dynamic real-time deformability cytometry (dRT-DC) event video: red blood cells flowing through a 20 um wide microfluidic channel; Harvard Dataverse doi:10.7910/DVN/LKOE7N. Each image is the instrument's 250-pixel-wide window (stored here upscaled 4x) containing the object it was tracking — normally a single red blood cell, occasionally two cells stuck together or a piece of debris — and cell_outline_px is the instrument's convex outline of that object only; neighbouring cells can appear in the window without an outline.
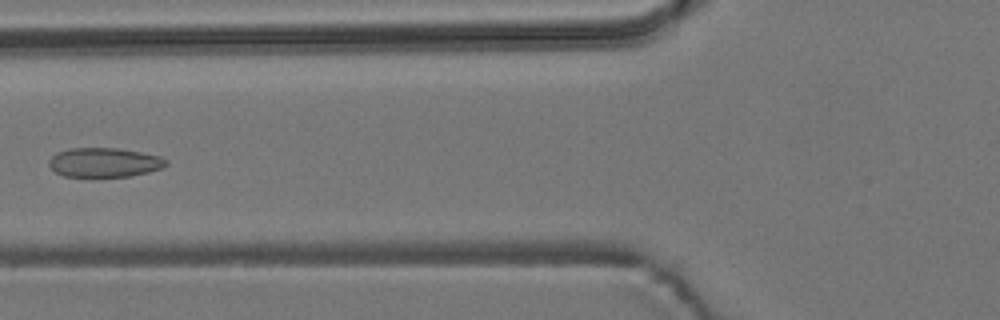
{"species": "common noctule bat (a hibernating species)", "species_latin": "Nyctalus noctula", "temperature_condition": "room temperature", "stored_images_in_passage": 6, "camera_frame_rate_fps": 3000, "um_per_image_px": 0.085, "animal": {"sex": "male", "body_mass_g": 19.2, "forearm_length_mm": 51.8}, "frame": {"image": 1, "passage_image": 6, "time_ms": 6.667, "image_size_px": [1000, 320], "cell_outline_px": [[168, 164], [164, 168], [148, 172], [128, 176], [64, 176], [56, 172], [48, 164], [48, 160], [56, 152], [68, 148], [116, 148], [140, 152], [160, 156], [168, 160]], "centroid_in_image_um": [8.87, 13.8], "position_along_channel_um": 116.9, "area_um2": 20.0}}